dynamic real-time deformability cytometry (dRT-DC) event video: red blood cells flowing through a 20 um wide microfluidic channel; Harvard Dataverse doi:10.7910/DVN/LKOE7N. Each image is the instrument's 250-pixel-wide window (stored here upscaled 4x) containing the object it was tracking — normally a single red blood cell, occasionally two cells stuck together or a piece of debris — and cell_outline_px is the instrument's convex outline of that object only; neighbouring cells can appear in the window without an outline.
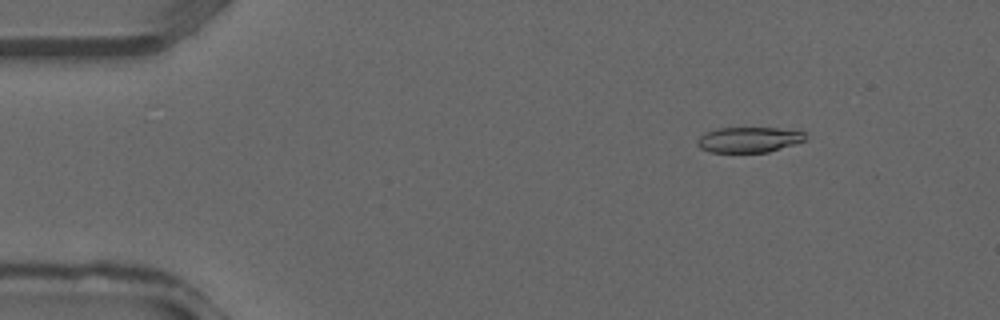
{"species": "common noctule bat (a hibernating species)", "species_latin": "Nyctalus noctula", "temperature_condition": "warm", "stored_images_in_passage": 35, "camera_frame_rate_fps": 3000, "um_per_image_px": 0.085, "animal": {"sex": "male", "forearm_length_mm": 52.5}, "frame": {"image": 1, "passage_image": 3, "time_ms": 0.667, "image_size_px": [1000, 320], "cell_outline_px": [[808, 136], [804, 140], [768, 152], [708, 152], [700, 148], [696, 144], [696, 140], [704, 132], [716, 128], [780, 128], [804, 132]], "centroid_in_image_um": [63.59, 11.86], "position_along_channel_um": 21.4, "area_um2": 16.01}}
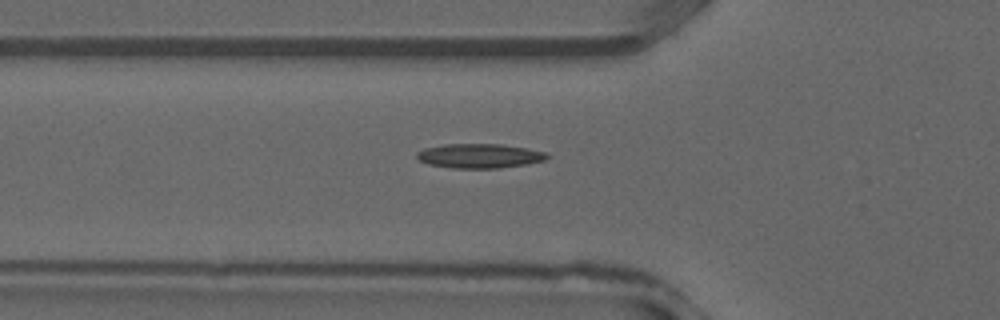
{"frame": {"image": 2, "passage_image": 11, "time_ms": 3.333, "image_size_px": [1000, 320], "cell_outline_px": [[548, 156], [544, 160], [528, 164], [496, 168], [452, 168], [428, 164], [420, 160], [416, 156], [416, 152], [424, 148], [444, 144], [500, 144], [528, 148], [548, 152]], "centroid_in_image_um": [40.76, 13.24], "position_along_channel_um": 85.0, "area_um2": 18.55}}
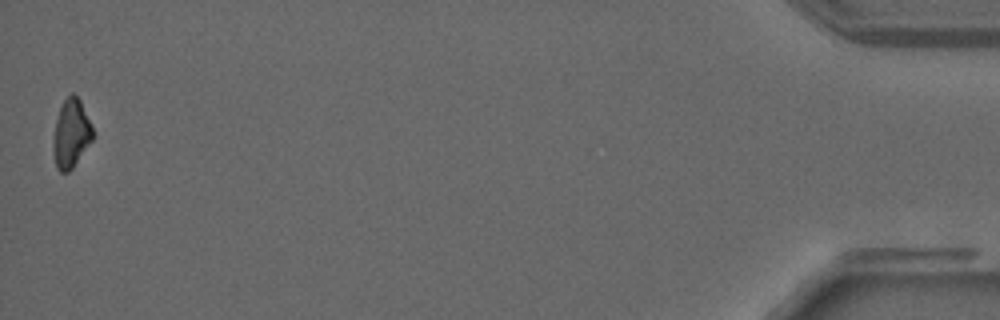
{"frame": {"image": 3, "passage_image": 35, "time_ms": 11.333, "image_size_px": [1000, 320], "cell_outline_px": [[92, 140], [72, 168], [68, 172], [60, 172], [56, 168], [52, 144], [52, 140], [56, 120], [60, 108], [64, 100], [72, 92], [80, 100], [92, 124]], "centroid_in_image_um": [6.03, 11.36], "position_along_channel_um": 429.2, "area_um2": 15.66}}